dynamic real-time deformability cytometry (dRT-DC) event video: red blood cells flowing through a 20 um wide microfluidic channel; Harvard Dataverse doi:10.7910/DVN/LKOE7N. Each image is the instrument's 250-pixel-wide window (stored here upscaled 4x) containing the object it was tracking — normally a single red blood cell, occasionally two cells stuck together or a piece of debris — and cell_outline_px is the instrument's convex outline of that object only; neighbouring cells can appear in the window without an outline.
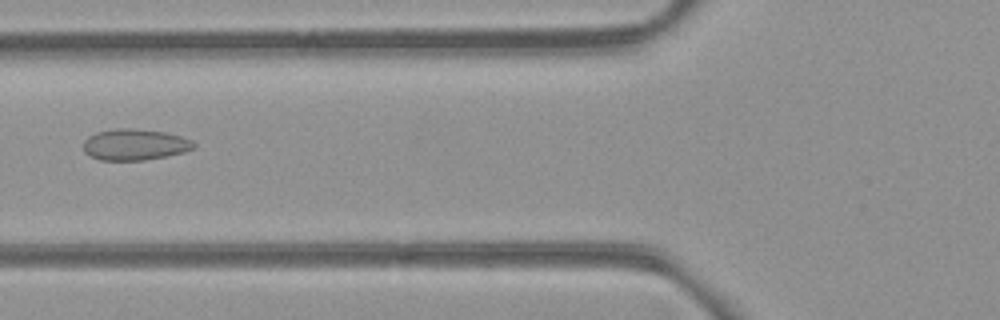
{"species": "common noctule bat (a hibernating species)", "species_latin": "Nyctalus noctula", "temperature_condition": "room temperature", "stored_images_in_passage": 7, "camera_frame_rate_fps": 3000, "um_per_image_px": 0.085, "animal": {"sex": "female", "body_mass_g": 21.9}, "frame": {"image": 1, "passage_image": 7, "time_ms": 7.667, "image_size_px": [1000, 320], "cell_outline_px": [[196, 144], [192, 148], [184, 152], [144, 160], [100, 160], [84, 152], [84, 140], [88, 136], [96, 132], [116, 128], [132, 128], [164, 132], [180, 136], [192, 140]], "centroid_in_image_um": [11.43, 12.28], "position_along_channel_um": 114.4, "area_um2": 19.94}}